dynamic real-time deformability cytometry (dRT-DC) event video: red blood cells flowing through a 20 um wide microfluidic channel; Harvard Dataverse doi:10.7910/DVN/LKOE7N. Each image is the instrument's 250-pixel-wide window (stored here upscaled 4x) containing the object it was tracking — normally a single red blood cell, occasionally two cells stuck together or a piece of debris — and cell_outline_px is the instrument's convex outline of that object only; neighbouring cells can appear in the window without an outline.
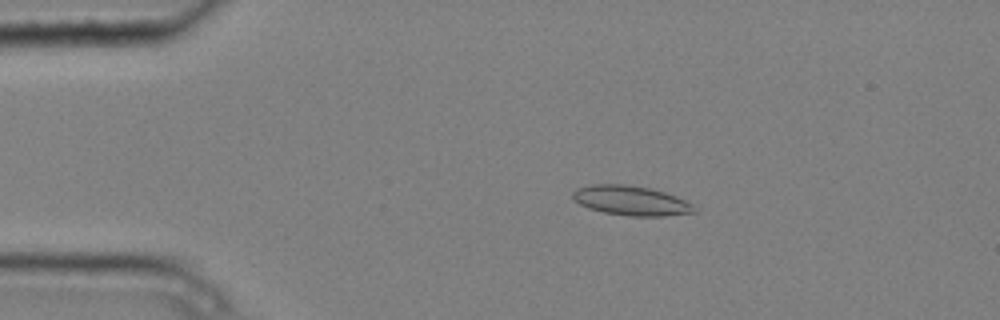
{"species": "common noctule bat (a hibernating species)", "species_latin": "Nyctalus noctula", "temperature_condition": "cold", "stored_images_in_passage": 4, "camera_frame_rate_fps": 3000, "um_per_image_px": 0.085, "animal": {"sex": "male", "body_mass_g": 20.4}, "frame": {"image": 1, "passage_image": 2, "time_ms": 0.333, "image_size_px": [1000, 320], "cell_outline_px": [[696, 212], [664, 216], [628, 216], [604, 212], [588, 208], [572, 200], [572, 192], [576, 188], [588, 184], [624, 184], [648, 188], [664, 192], [676, 196], [692, 204], [696, 208]], "centroid_in_image_um": [53.59, 17.05], "position_along_channel_um": 31.4, "area_um2": 21.04}}
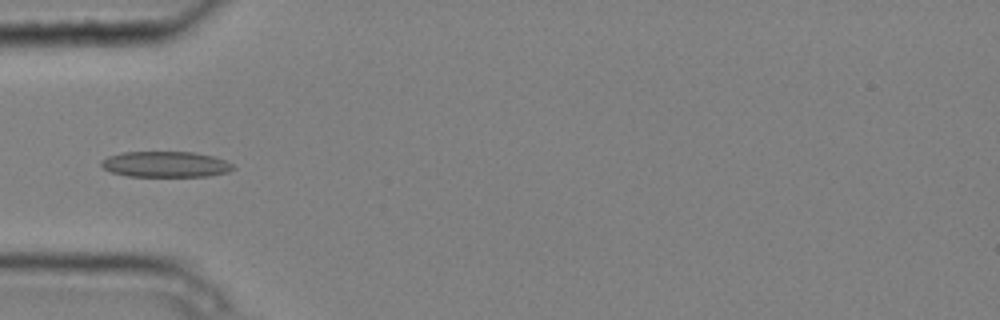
{"frame": {"image": 2, "passage_image": 4, "time_ms": 1.0, "image_size_px": [1000, 320], "cell_outline_px": [[236, 168], [228, 172], [208, 176], [128, 176], [112, 172], [104, 168], [100, 164], [100, 160], [108, 156], [124, 152], [192, 152], [212, 156], [224, 160], [232, 164]], "centroid_in_image_um": [14.07, 13.96], "position_along_channel_um": 70.9, "area_um2": 19.71}}